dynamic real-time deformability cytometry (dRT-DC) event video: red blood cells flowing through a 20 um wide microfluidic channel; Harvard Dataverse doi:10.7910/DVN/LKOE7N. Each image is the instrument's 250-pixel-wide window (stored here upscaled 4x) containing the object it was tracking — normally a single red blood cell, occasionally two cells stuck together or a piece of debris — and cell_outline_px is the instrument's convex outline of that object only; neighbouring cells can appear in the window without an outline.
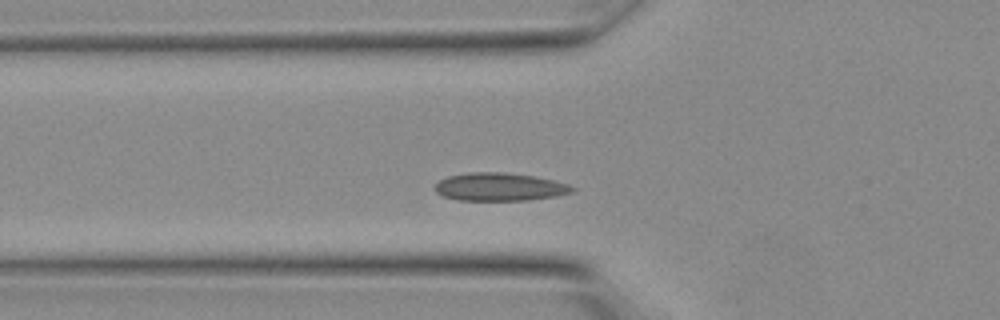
{"species": "Egyptian fruit bat (a non-hibernating species)", "species_latin": "Rousettus aegyptiacus", "temperature_condition": "warm", "stored_images_in_passage": 22, "camera_frame_rate_fps": 3000, "um_per_image_px": 0.085, "animal": {"sex": "female"}, "frame": {"image": 1, "passage_image": 3, "time_ms": 0.667, "image_size_px": [1000, 320], "cell_outline_px": [[576, 188], [572, 192], [556, 196], [528, 200], [456, 200], [440, 196], [436, 192], [436, 184], [440, 180], [448, 176], [468, 172], [504, 172], [532, 176], [552, 180], [568, 184]], "centroid_in_image_um": [42.44, 15.89], "position_along_channel_um": 83.4, "area_um2": 22.37}}
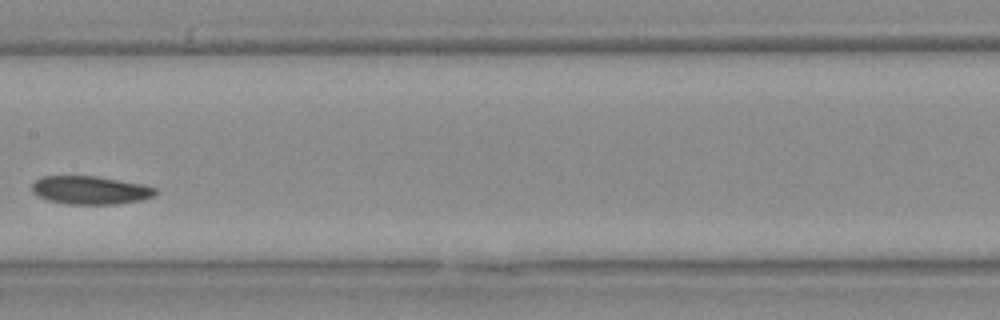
{"frame": {"image": 2, "passage_image": 8, "time_ms": 2.333, "image_size_px": [1000, 320], "cell_outline_px": [[156, 192], [152, 196], [144, 200], [116, 204], [64, 204], [48, 200], [36, 196], [32, 192], [32, 184], [40, 176], [96, 176], [144, 184], [156, 188]], "centroid_in_image_um": [7.65, 16.16], "position_along_channel_um": 199.7, "area_um2": 20.52}}
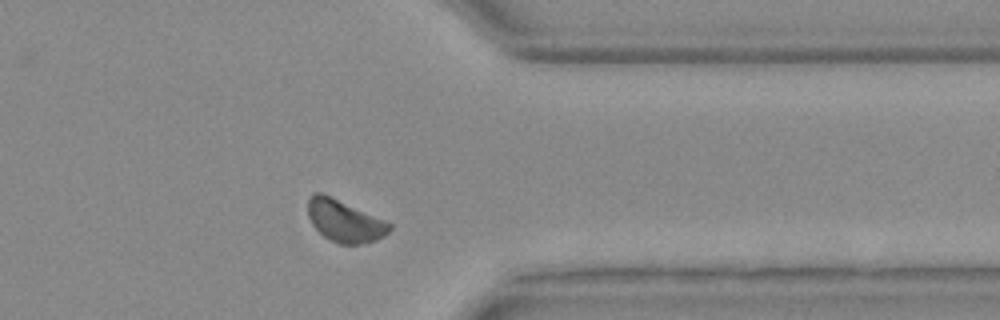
{"frame": {"image": 3, "passage_image": 16, "time_ms": 5.0, "image_size_px": [1000, 320], "cell_outline_px": [[392, 228], [384, 236], [376, 240], [360, 244], [340, 244], [324, 236], [312, 224], [308, 216], [308, 196], [312, 192], [320, 192], [332, 196], [384, 220], [392, 224]], "centroid_in_image_um": [29.27, 18.76], "position_along_channel_um": 382.1, "area_um2": 19.94}}